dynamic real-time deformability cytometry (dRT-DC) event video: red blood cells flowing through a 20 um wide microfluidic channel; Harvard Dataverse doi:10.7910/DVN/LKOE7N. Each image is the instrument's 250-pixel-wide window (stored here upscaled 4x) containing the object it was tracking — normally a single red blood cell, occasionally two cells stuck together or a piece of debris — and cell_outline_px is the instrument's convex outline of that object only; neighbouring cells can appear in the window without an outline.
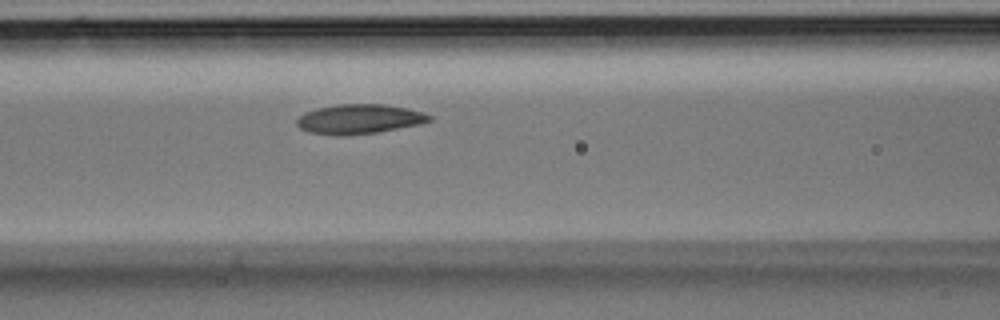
{"species": "Egyptian fruit bat (a non-hibernating species)", "species_latin": "Rousettus aegyptiacus", "temperature_condition": "room temperature", "stored_images_in_passage": 27, "camera_frame_rate_fps": 3000, "um_per_image_px": 0.085, "animal": {"sex": "male"}, "frame": {"image": 1, "passage_image": 10, "time_ms": 3.0, "image_size_px": [1000, 320], "cell_outline_px": [[432, 120], [420, 124], [376, 132], [344, 136], [332, 136], [308, 132], [300, 128], [296, 124], [296, 120], [304, 112], [316, 108], [340, 104], [384, 104], [408, 108], [424, 112], [432, 116]], "centroid_in_image_um": [30.52, 10.12], "position_along_channel_um": 136.1, "area_um2": 23.06}}
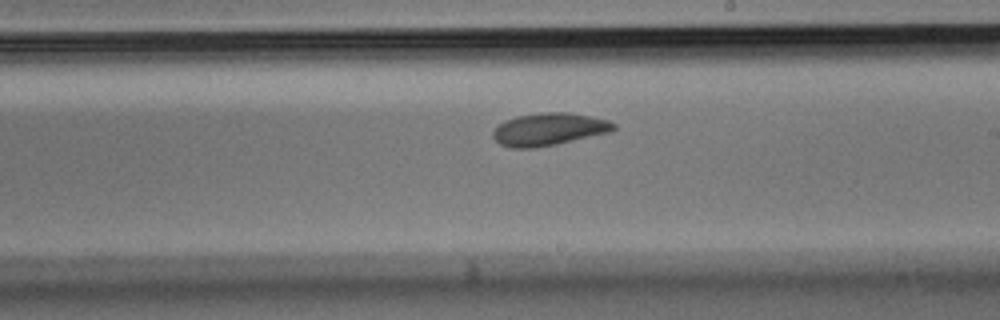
{"frame": {"image": 2, "passage_image": 16, "time_ms": 5.0, "image_size_px": [1000, 320], "cell_outline_px": [[616, 128], [612, 132], [556, 144], [532, 148], [512, 148], [500, 144], [492, 136], [492, 132], [504, 120], [516, 116], [540, 112], [564, 112], [588, 116], [608, 120], [616, 124]], "centroid_in_image_um": [46.66, 10.99], "position_along_channel_um": 242.3, "area_um2": 22.83}}
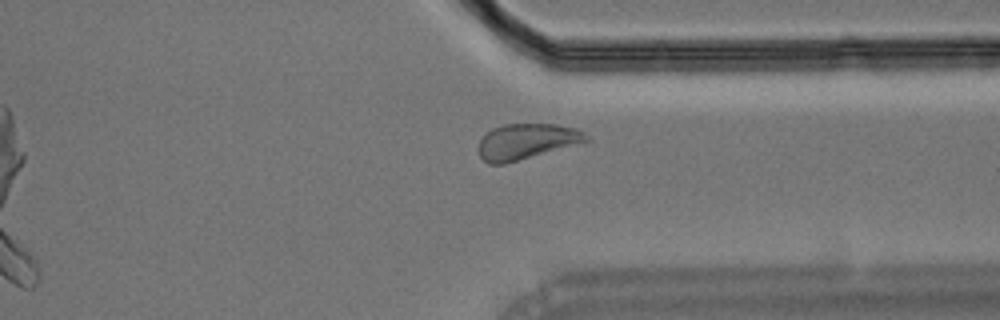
{"frame": {"image": 3, "passage_image": 23, "time_ms": 7.333, "image_size_px": [1000, 320], "cell_outline_px": [[592, 140], [584, 144], [504, 164], [488, 164], [480, 156], [480, 140], [492, 128], [504, 124], [556, 124], [576, 128], [592, 136]], "centroid_in_image_um": [44.89, 12.03], "position_along_channel_um": 366.5, "area_um2": 22.83}}